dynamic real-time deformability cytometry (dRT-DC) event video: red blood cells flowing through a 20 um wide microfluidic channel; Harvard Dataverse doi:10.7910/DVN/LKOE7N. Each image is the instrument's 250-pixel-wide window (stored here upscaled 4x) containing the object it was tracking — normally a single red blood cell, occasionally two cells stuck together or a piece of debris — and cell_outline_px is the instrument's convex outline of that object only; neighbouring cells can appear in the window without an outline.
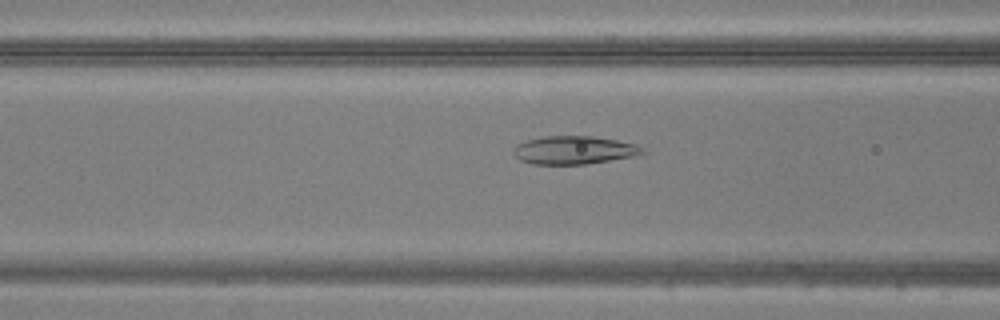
{"species": "common noctule bat (a hibernating species)", "species_latin": "Nyctalus noctula", "temperature_condition": "warm", "stored_images_in_passage": 39, "camera_frame_rate_fps": 3000, "um_per_image_px": 0.085, "animal": {"sex": "male", "body_mass_g": 20.5, "forearm_length_mm": 52.5}, "frame": {"image": 1, "passage_image": 9, "time_ms": 2.667, "image_size_px": [1000, 320], "cell_outline_px": [[648, 152], [636, 156], [584, 164], [532, 164], [520, 160], [512, 152], [512, 148], [516, 144], [528, 140], [544, 136], [592, 136], [616, 140], [636, 144], [644, 148]], "centroid_in_image_um": [48.8, 12.76], "position_along_channel_um": 117.8, "area_um2": 21.27}}
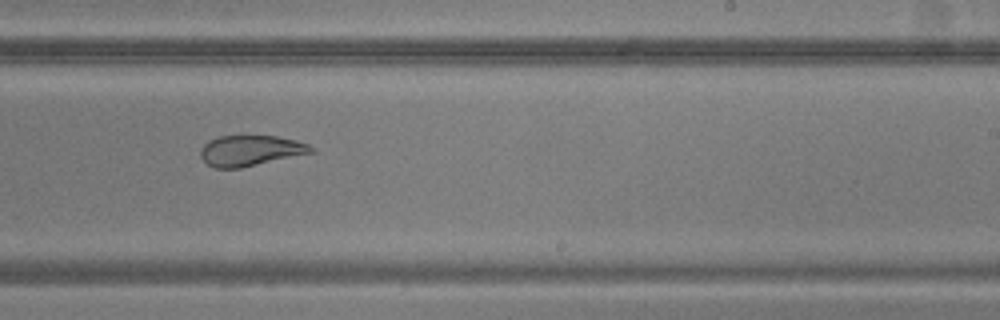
{"frame": {"image": 2, "passage_image": 20, "time_ms": 6.333, "image_size_px": [1000, 320], "cell_outline_px": [[312, 152], [240, 168], [216, 168], [208, 164], [200, 156], [200, 148], [208, 140], [220, 136], [276, 136], [296, 140], [308, 144], [312, 148]], "centroid_in_image_um": [21.23, 12.79], "position_along_channel_um": 267.8, "area_um2": 19.42}}
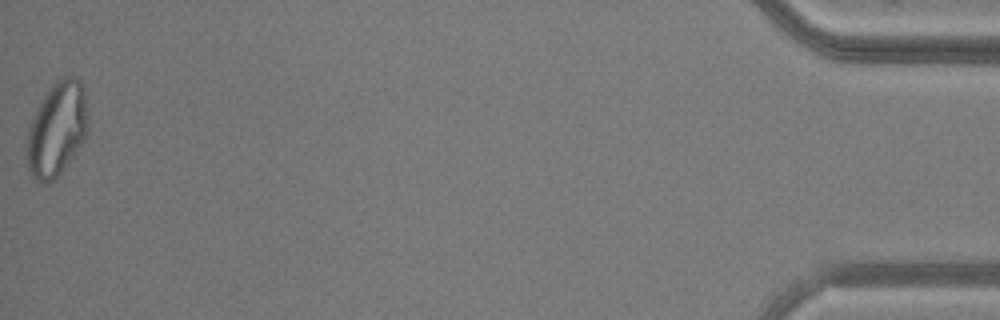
{"frame": {"image": 3, "passage_image": 39, "time_ms": 12.667, "image_size_px": [1000, 320], "cell_outline_px": [[88, 132], [84, 140], [60, 172], [48, 184], [44, 184], [36, 180], [28, 172], [28, 132], [36, 108], [52, 84], [56, 80], [64, 76], [76, 76], [80, 80], [84, 88], [88, 120]], "centroid_in_image_um": [4.86, 10.94], "position_along_channel_um": 430.3, "area_um2": 33.23}}